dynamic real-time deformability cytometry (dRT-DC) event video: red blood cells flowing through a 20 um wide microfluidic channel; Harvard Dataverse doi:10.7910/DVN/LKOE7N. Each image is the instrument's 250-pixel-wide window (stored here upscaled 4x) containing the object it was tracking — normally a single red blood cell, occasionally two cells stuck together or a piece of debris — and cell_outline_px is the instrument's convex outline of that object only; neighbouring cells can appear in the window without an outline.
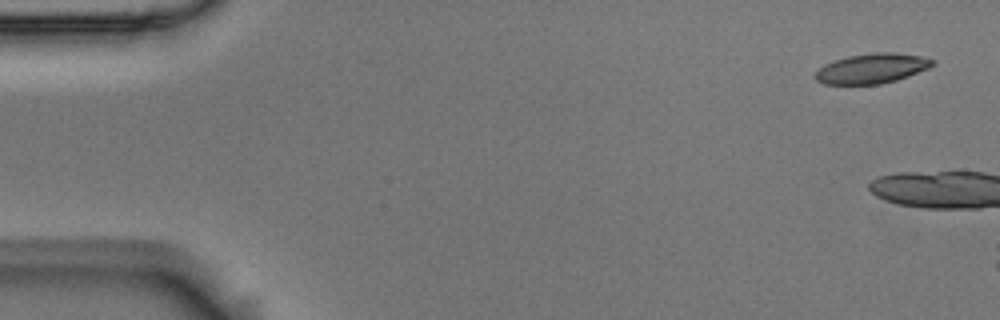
{"species": "Egyptian fruit bat (a non-hibernating species)", "species_latin": "Rousettus aegyptiacus", "temperature_condition": "room temperature", "stored_images_in_passage": 3, "camera_frame_rate_fps": 3000, "um_per_image_px": 0.085, "animal": {"sex": "male"}, "frame": {"image": 1, "passage_image": 1, "time_ms": 0.0, "image_size_px": [1000, 320], "cell_outline_px": [[936, 64], [928, 68], [908, 76], [896, 80], [880, 84], [824, 84], [816, 80], [812, 76], [824, 64], [848, 56], [872, 52], [896, 52], [920, 56], [936, 60]], "centroid_in_image_um": [74.12, 5.81], "position_along_channel_um": 10.9, "area_um2": 20.52}}